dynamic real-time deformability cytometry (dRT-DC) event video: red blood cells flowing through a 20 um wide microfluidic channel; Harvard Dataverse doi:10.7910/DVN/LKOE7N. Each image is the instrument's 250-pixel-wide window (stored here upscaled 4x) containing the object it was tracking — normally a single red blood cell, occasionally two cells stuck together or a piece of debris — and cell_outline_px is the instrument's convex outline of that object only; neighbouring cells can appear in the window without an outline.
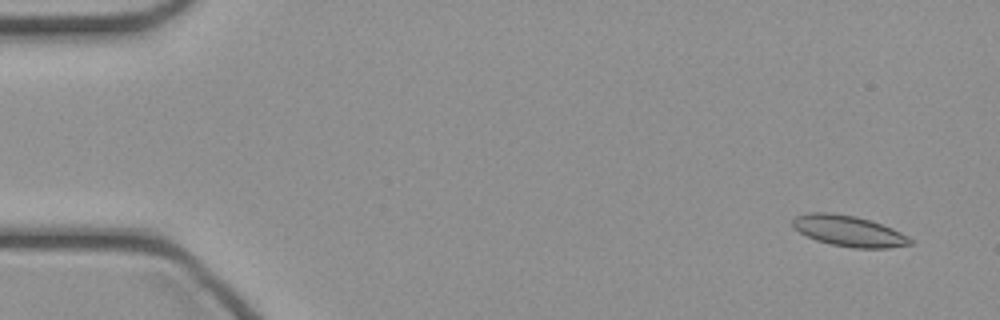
{"species": "common noctule bat (a hibernating species)", "species_latin": "Nyctalus noctula", "temperature_condition": "cold", "stored_images_in_passage": 46, "camera_frame_rate_fps": 3000, "um_per_image_px": 0.085, "animal": {"sex": "female", "body_mass_g": 21.9}, "frame": {"image": 1, "passage_image": 1, "time_ms": 0.0, "image_size_px": [1000, 320], "cell_outline_px": [[912, 244], [888, 248], [852, 248], [832, 244], [816, 240], [800, 232], [792, 224], [792, 220], [796, 216], [808, 212], [832, 212], [856, 216], [872, 220], [892, 228], [908, 236], [912, 240]], "centroid_in_image_um": [72.16, 19.62], "position_along_channel_um": 12.8, "area_um2": 21.15}}
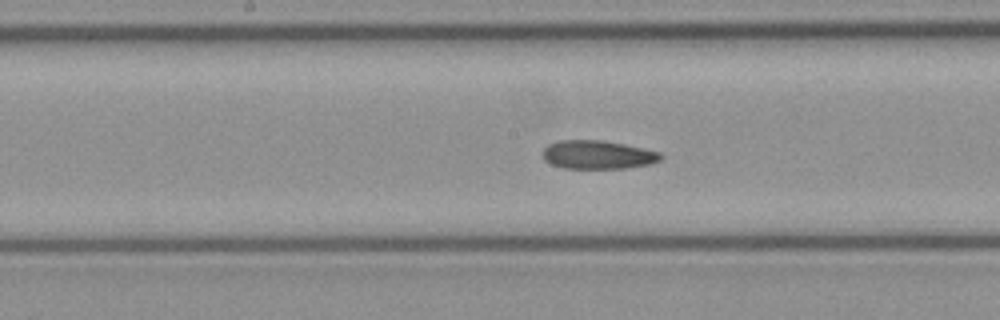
{"frame": {"image": 2, "passage_image": 22, "time_ms": 7.0, "image_size_px": [1000, 320], "cell_outline_px": [[664, 156], [660, 160], [648, 164], [624, 168], [564, 168], [552, 164], [544, 160], [544, 148], [548, 144], [560, 140], [604, 140], [644, 148], [660, 152]], "centroid_in_image_um": [50.82, 13.14], "position_along_channel_um": 197.4, "area_um2": 19.54}}
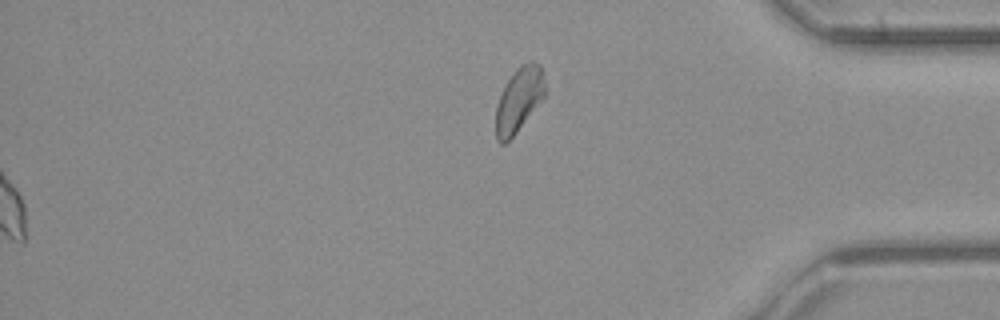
{"frame": {"image": 3, "passage_image": 46, "time_ms": 15.0, "image_size_px": [1000, 320], "cell_outline_px": [[544, 96], [516, 132], [504, 144], [500, 144], [496, 140], [496, 104], [508, 80], [516, 68], [520, 64], [532, 60], [540, 64], [544, 84]], "centroid_in_image_um": [44.08, 8.46], "position_along_channel_um": 391.1, "area_um2": 18.03}}